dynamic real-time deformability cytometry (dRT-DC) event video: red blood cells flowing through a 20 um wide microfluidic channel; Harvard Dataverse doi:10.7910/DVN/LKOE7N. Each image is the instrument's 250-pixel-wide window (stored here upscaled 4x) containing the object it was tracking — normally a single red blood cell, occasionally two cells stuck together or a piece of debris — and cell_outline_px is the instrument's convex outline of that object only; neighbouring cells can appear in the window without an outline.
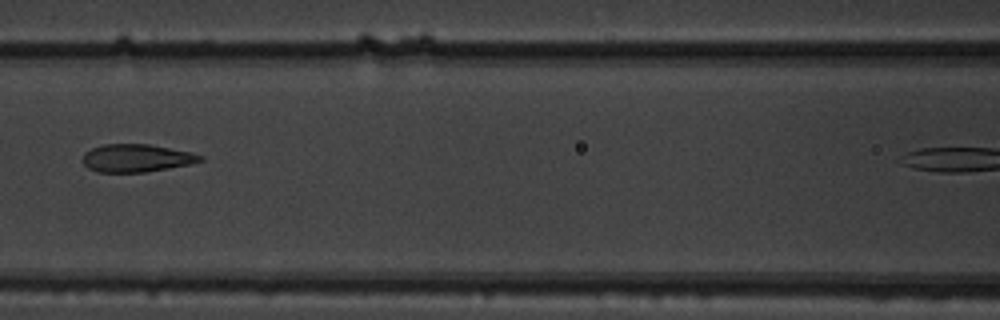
{"species": "common noctule bat (a hibernating species)", "species_latin": "Nyctalus noctula", "temperature_condition": "warm", "stored_images_in_passage": 7, "camera_frame_rate_fps": 3000, "um_per_image_px": 0.085, "animal": {"sex": "male", "body_mass_g": 19.5, "forearm_length_mm": 54.6}, "frame": {"image": 1, "passage_image": 5, "time_ms": 1.333, "image_size_px": [1000, 320], "cell_outline_px": [[204, 160], [188, 164], [168, 168], [144, 172], [96, 172], [88, 168], [84, 164], [84, 152], [92, 148], [104, 144], [148, 144], [192, 152], [204, 156]], "centroid_in_image_um": [11.6, 13.43], "position_along_channel_um": 155.0, "area_um2": 18.96}}
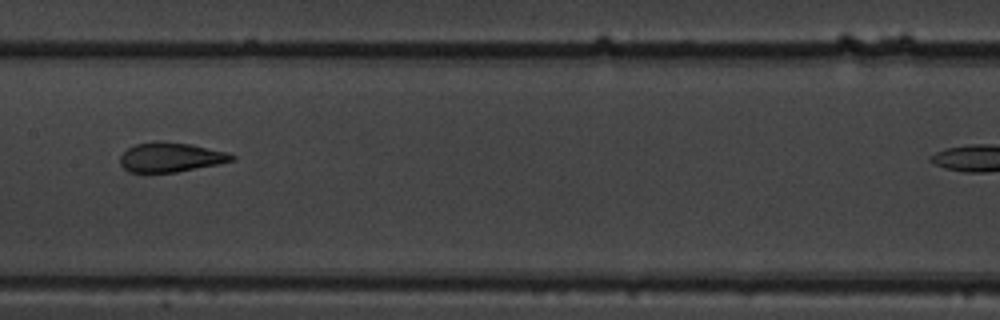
{"frame": {"image": 2, "passage_image": 6, "time_ms": 1.667, "image_size_px": [1000, 320], "cell_outline_px": [[236, 160], [176, 172], [128, 172], [120, 164], [120, 156], [128, 148], [136, 144], [156, 140], [192, 144], [224, 152], [236, 156]], "centroid_in_image_um": [14.48, 13.35], "position_along_channel_um": 192.9, "area_um2": 19.07}}